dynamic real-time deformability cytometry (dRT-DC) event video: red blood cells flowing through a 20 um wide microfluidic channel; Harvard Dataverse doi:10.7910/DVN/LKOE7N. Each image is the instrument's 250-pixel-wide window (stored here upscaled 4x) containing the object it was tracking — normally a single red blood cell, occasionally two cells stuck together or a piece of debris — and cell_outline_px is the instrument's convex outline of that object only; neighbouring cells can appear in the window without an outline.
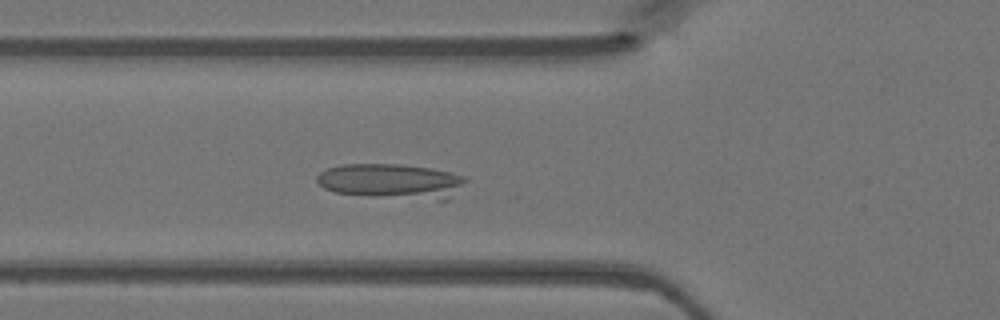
{"species": "Egyptian fruit bat (a non-hibernating species)", "species_latin": "Rousettus aegyptiacus", "temperature_condition": "warm", "stored_images_in_passage": 37, "camera_frame_rate_fps": 3000, "um_per_image_px": 0.085, "animal": {"sex": "female"}, "frame": {"image": 1, "passage_image": 16, "time_ms": 5.0, "image_size_px": [1000, 320], "cell_outline_px": [[468, 180], [448, 200], [436, 200], [372, 196], [336, 192], [324, 188], [316, 180], [316, 176], [324, 168], [340, 164], [400, 164], [432, 168], [452, 172], [468, 176]], "centroid_in_image_um": [33.3, 15.39], "position_along_channel_um": 92.5, "area_um2": 30.63}}
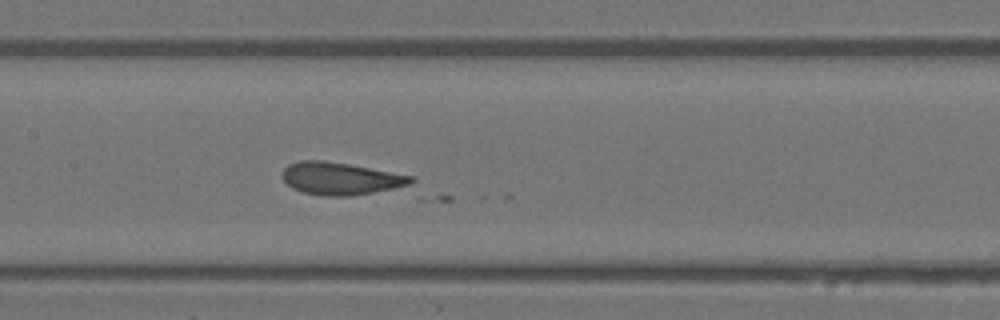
{"frame": {"image": 2, "passage_image": 22, "time_ms": 7.0, "image_size_px": [1000, 320], "cell_outline_px": [[416, 180], [412, 184], [352, 196], [320, 196], [304, 192], [292, 188], [280, 176], [284, 168], [288, 164], [300, 160], [324, 160], [348, 164], [416, 176]], "centroid_in_image_um": [28.94, 15.17], "position_along_channel_um": 178.5, "area_um2": 24.45}}
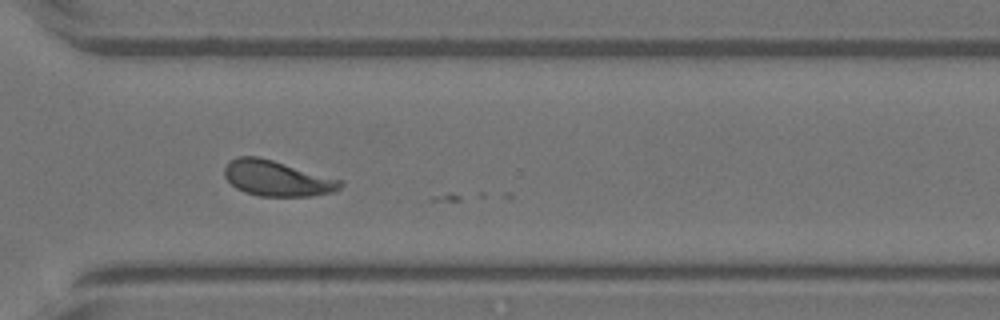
{"frame": {"image": 3, "passage_image": 34, "time_ms": 11.0, "image_size_px": [1000, 320], "cell_outline_px": [[344, 184], [340, 188], [332, 192], [312, 196], [260, 196], [244, 192], [236, 188], [224, 176], [224, 168], [228, 160], [236, 156], [256, 156], [272, 160], [344, 180]], "centroid_in_image_um": [23.54, 15.15], "position_along_channel_um": 347.1, "area_um2": 24.1}}